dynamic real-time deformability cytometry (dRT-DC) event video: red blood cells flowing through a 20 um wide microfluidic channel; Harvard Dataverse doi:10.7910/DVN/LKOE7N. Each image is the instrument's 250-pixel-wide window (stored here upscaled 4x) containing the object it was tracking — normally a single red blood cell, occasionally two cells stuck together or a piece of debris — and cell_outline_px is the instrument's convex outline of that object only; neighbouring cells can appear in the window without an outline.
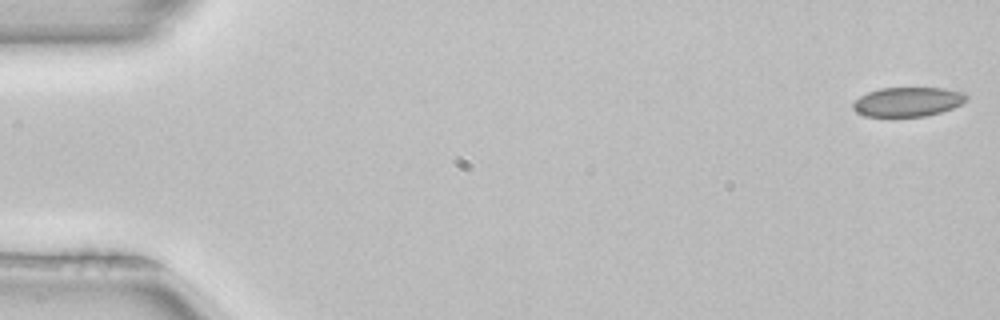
{"species": "common noctule bat (a hibernating species)", "species_latin": "Nyctalus noctula", "temperature_condition": "room temperature", "stored_images_in_passage": 4, "camera_frame_rate_fps": 3000, "um_per_image_px": 0.085, "animal": {"sex": "female", "body_mass_g": 22.7, "forearm_length_mm": 54.2}, "frame": {"image": 1, "passage_image": 1, "time_ms": 0.0, "image_size_px": [1000, 320], "cell_outline_px": [[968, 96], [960, 104], [952, 108], [940, 112], [924, 116], [892, 120], [864, 116], [856, 112], [852, 108], [852, 104], [860, 96], [868, 92], [880, 88], [944, 88], [964, 92]], "centroid_in_image_um": [77.08, 8.7], "position_along_channel_um": 7.9, "area_um2": 20.11}}
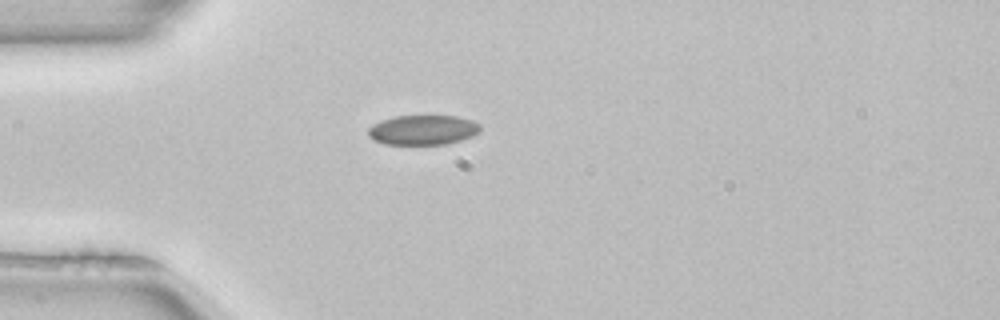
{"frame": {"image": 2, "passage_image": 4, "time_ms": 1.0, "image_size_px": [1000, 320], "cell_outline_px": [[480, 132], [472, 136], [460, 140], [444, 144], [384, 144], [372, 140], [368, 136], [368, 128], [372, 124], [380, 120], [392, 116], [456, 116], [472, 120], [480, 124]], "centroid_in_image_um": [35.91, 11.04], "position_along_channel_um": 49.1, "area_um2": 19.59}}